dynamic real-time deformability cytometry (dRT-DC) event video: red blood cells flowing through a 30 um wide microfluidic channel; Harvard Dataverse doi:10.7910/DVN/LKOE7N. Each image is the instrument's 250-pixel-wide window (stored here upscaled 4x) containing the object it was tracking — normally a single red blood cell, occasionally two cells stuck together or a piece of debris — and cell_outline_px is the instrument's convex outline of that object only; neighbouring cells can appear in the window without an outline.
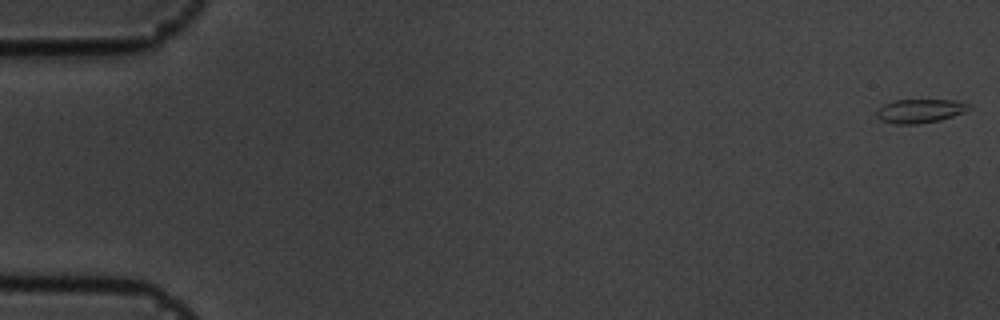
{"species": "common noctule bat (a hibernating species)", "species_latin": "Nyctalus noctula", "temperature_condition": "cold", "stored_images_in_passage": 57, "camera_frame_rate_fps": 3000, "um_per_image_px": 0.085, "animal": {"sex": "male", "body_mass_g": 19.5, "forearm_length_mm": 54.6}, "frame": {"image": 1, "passage_image": 1, "time_ms": 0.0, "image_size_px": [1000, 320], "cell_outline_px": [[972, 108], [964, 112], [940, 120], [916, 124], [896, 124], [880, 120], [876, 116], [876, 112], [884, 104], [892, 100], [960, 100], [972, 104]], "centroid_in_image_um": [78.24, 9.42], "position_along_channel_um": 6.8, "area_um2": 12.95}}
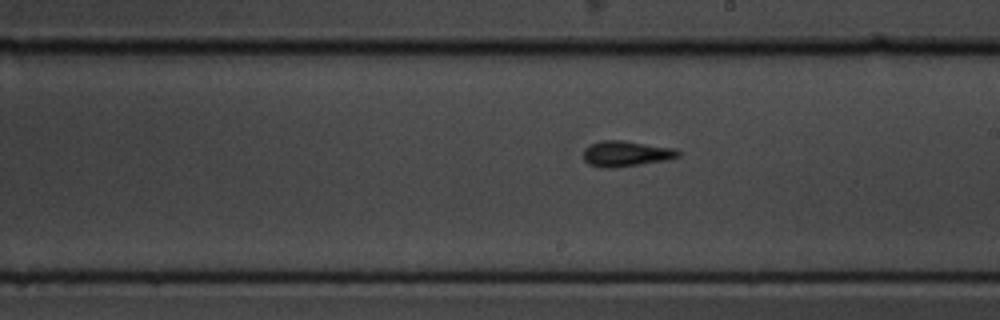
{"frame": {"image": 2, "passage_image": 33, "time_ms": 10.667, "image_size_px": [1000, 320], "cell_outline_px": [[680, 156], [668, 160], [616, 168], [600, 168], [588, 164], [584, 160], [584, 148], [592, 144], [604, 140], [624, 140], [676, 148], [680, 152]], "centroid_in_image_um": [53.24, 13.07], "position_along_channel_um": 235.8, "area_um2": 14.39}}
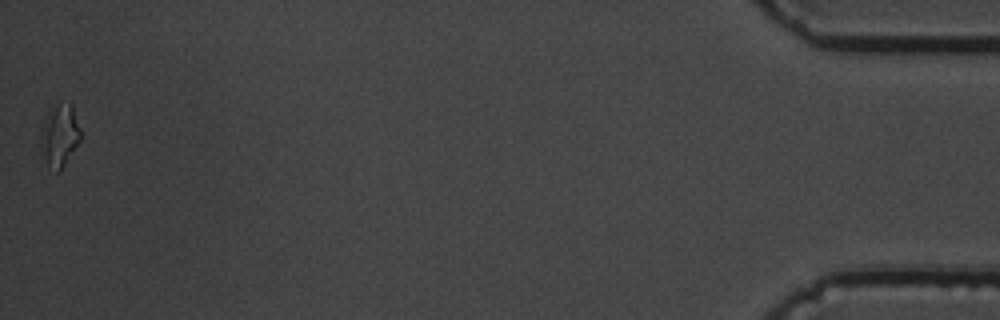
{"frame": {"image": 3, "passage_image": 57, "time_ms": 18.667, "image_size_px": [1000, 320], "cell_outline_px": [[80, 140], [60, 172], [56, 172], [48, 164], [40, 140], [40, 132], [48, 112], [68, 100], [72, 104], [80, 128]], "centroid_in_image_um": [5.1, 11.5], "position_along_channel_um": 430.1, "area_um2": 13.99}, "authors_computed_cell_mechanics": {"area_um2": 12.9472, "velocity_mm_per_s": 3.5645, "shape_relaxation_time_tau1_ms": 4.2154, "shape_relaxation_time_tau2_ms": 8.6197, "deformation_change_tau1": 0.14, "deformation_change_tau2": 0.1181}}